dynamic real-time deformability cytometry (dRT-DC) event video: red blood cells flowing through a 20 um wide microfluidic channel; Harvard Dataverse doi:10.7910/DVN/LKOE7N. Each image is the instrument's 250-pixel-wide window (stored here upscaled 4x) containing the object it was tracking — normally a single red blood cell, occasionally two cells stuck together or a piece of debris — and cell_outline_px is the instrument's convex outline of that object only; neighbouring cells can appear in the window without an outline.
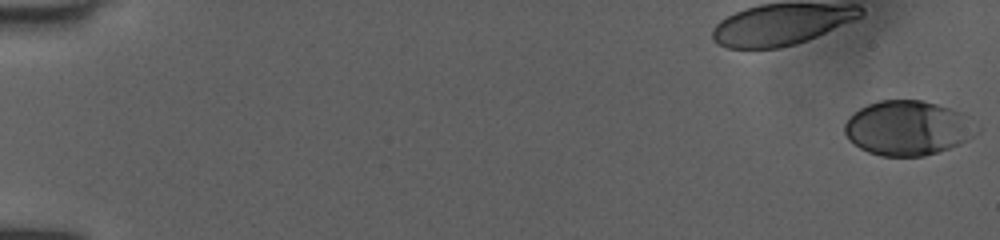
{"species": "human", "species_latin": "Homo sapiens", "temperature_condition": "room temperature", "stored_images_in_passage": 53, "camera_frame_rate_fps": 3000, "um_per_image_px": 0.085, "donor": {"sex": "female"}, "frame": {"image": 1, "passage_image": 1, "time_ms": 0.0, "image_size_px": [1000, 240], "cell_outline_px": [[964, 140], [960, 144], [924, 156], [880, 156], [868, 152], [860, 148], [848, 140], [844, 132], [844, 124], [848, 116], [860, 108], [868, 104], [880, 100], [920, 100], [952, 108], [964, 112]], "centroid_in_image_um": [76.92, 10.87], "position_along_channel_um": 8.1, "area_um2": 40.52}}
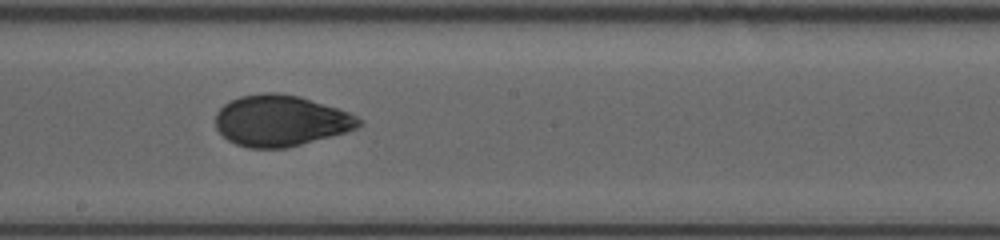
{"frame": {"image": 2, "passage_image": 31, "time_ms": 10.0, "image_size_px": [1000, 240], "cell_outline_px": [[364, 124], [356, 128], [344, 132], [288, 148], [248, 148], [236, 144], [228, 140], [216, 128], [216, 112], [224, 104], [240, 96], [264, 92], [276, 92], [300, 96], [348, 112], [364, 120]], "centroid_in_image_um": [23.85, 10.26], "position_along_channel_um": 224.3, "area_um2": 42.6}}
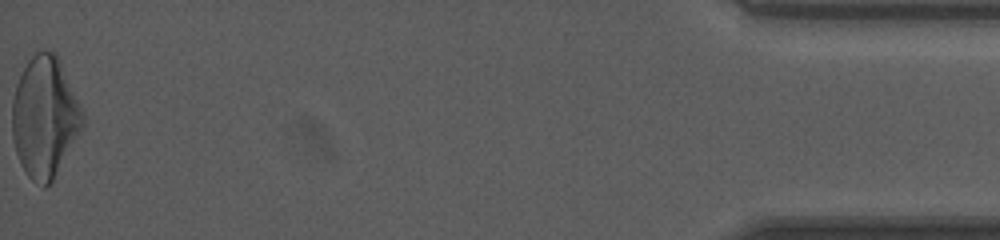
{"frame": {"image": 3, "passage_image": 53, "time_ms": 17.333, "image_size_px": [1000, 240], "cell_outline_px": [[84, 124], [52, 180], [44, 188], [32, 180], [24, 172], [20, 164], [16, 152], [12, 136], [12, 100], [16, 84], [28, 60], [36, 52], [44, 48], [56, 52], [60, 60], [84, 116]], "centroid_in_image_um": [3.77, 9.93], "position_along_channel_um": 431.4, "area_um2": 49.25}, "authors_computed_cell_mechanics": {"area_um2": 42.3674, "velocity_mm_per_s": 4.0123, "shape_relaxation_time_tau1_ms": 7.0725, "shape_relaxation_time_tau2_ms": 1.2432, "deformation_change_tau1": 0.196, "deformation_change_tau2": 0.0489}}